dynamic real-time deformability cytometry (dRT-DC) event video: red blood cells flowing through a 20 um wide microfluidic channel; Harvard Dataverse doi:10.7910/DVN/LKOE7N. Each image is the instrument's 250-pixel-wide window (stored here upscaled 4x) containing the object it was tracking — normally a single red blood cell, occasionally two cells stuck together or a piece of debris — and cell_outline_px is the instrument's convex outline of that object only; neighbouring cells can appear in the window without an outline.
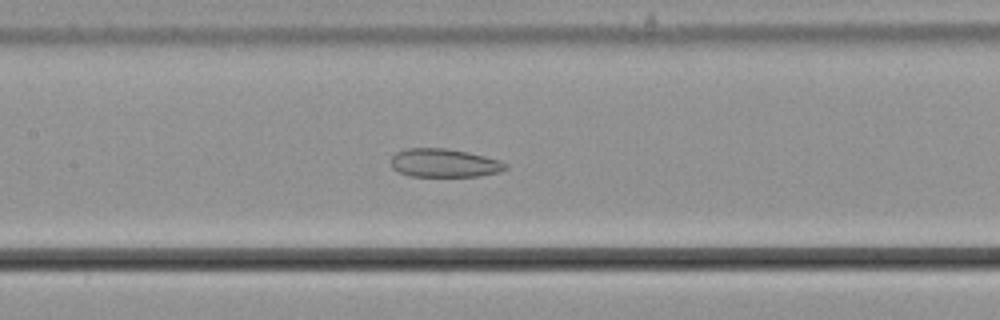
{"species": "common noctule bat (a hibernating species)", "species_latin": "Nyctalus noctula", "temperature_condition": "cold", "stored_images_in_passage": 36, "camera_frame_rate_fps": 3000, "um_per_image_px": 0.085, "animal": {"sex": "male", "body_mass_g": 21.5, "forearm_length_mm": 52.0}, "frame": {"image": 1, "passage_image": 9, "time_ms": 2.667, "image_size_px": [1000, 320], "cell_outline_px": [[508, 168], [500, 172], [480, 176], [412, 176], [396, 172], [392, 168], [392, 156], [396, 152], [408, 148], [444, 148], [468, 152], [500, 160], [508, 164]], "centroid_in_image_um": [37.77, 13.86], "position_along_channel_um": 169.6, "area_um2": 19.07}}
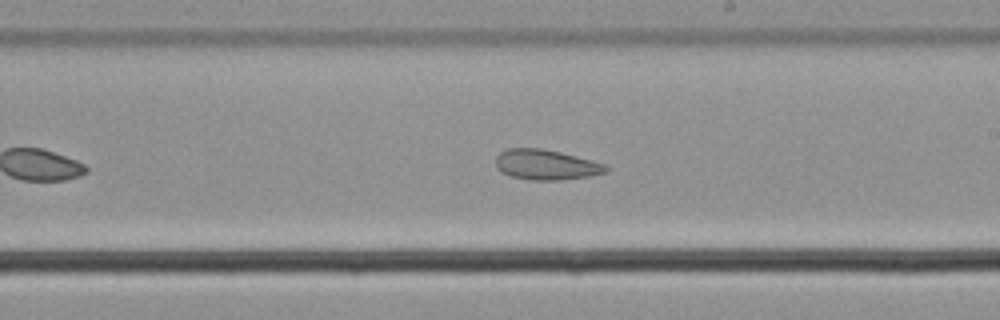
{"frame": {"image": 2, "passage_image": 15, "time_ms": 4.667, "image_size_px": [1000, 320], "cell_outline_px": [[608, 172], [592, 176], [560, 180], [528, 180], [512, 176], [500, 172], [496, 168], [496, 156], [500, 152], [508, 148], [540, 148], [560, 152], [576, 156], [604, 164], [608, 168]], "centroid_in_image_um": [46.39, 14.01], "position_along_channel_um": 242.6, "area_um2": 19.48}}
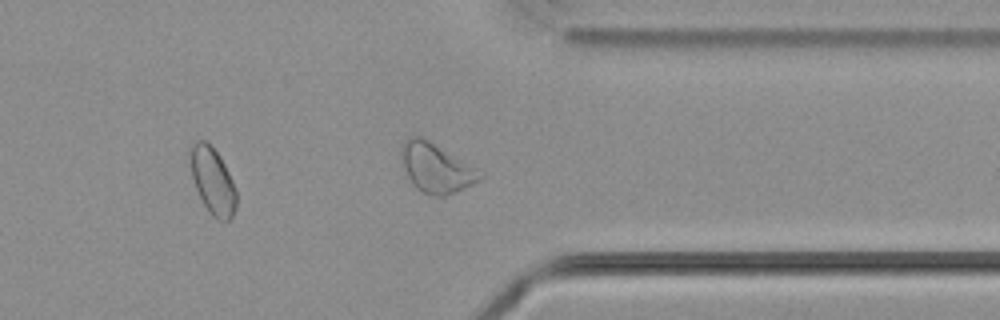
{"frame": {"image": 3, "passage_image": 26, "time_ms": 8.333, "image_size_px": [1000, 320], "cell_outline_px": [[236, 208], [232, 216], [228, 220], [216, 220], [208, 212], [196, 188], [192, 176], [188, 160], [188, 148], [196, 140], [204, 140], [220, 156], [236, 188]], "centroid_in_image_um": [18.04, 15.36], "position_along_channel_um": 393.4, "area_um2": 18.03}}